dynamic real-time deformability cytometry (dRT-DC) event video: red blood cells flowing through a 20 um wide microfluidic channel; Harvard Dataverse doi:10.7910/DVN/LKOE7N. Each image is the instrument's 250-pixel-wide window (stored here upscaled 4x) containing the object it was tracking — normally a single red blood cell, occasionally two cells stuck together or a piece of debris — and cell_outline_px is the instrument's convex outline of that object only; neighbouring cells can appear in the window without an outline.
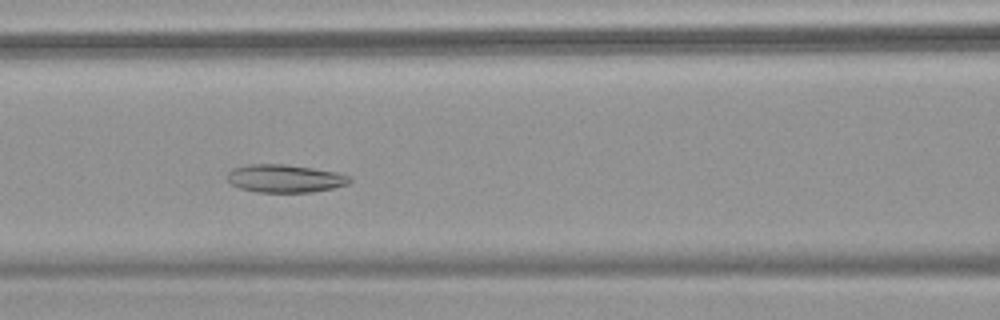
{"species": "common noctule bat (a hibernating species)", "species_latin": "Nyctalus noctula", "temperature_condition": "warm", "stored_images_in_passage": 51, "camera_frame_rate_fps": 3000, "um_per_image_px": 0.085, "animal": {"sex": "female", "body_mass_g": 18.4}, "frame": {"image": 1, "passage_image": 21, "time_ms": 6.667, "image_size_px": [1000, 320], "cell_outline_px": [[352, 180], [348, 184], [332, 188], [312, 192], [256, 192], [240, 188], [232, 184], [228, 180], [228, 172], [232, 168], [248, 164], [284, 164], [312, 168], [336, 172], [348, 176]], "centroid_in_image_um": [24.2, 15.17], "position_along_channel_um": 142.4, "area_um2": 19.83}}
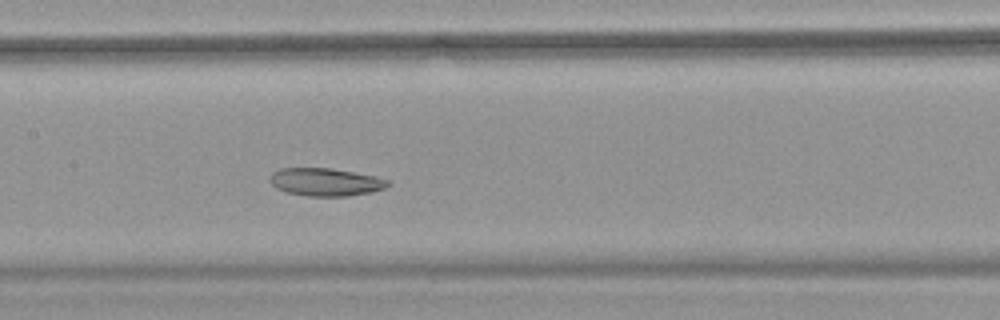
{"frame": {"image": 2, "passage_image": 24, "time_ms": 7.667, "image_size_px": [1000, 320], "cell_outline_px": [[388, 184], [384, 188], [372, 192], [348, 196], [308, 196], [288, 192], [276, 188], [268, 180], [268, 176], [272, 172], [280, 168], [328, 168], [376, 176], [388, 180]], "centroid_in_image_um": [27.62, 15.47], "position_along_channel_um": 179.8, "area_um2": 19.07}}
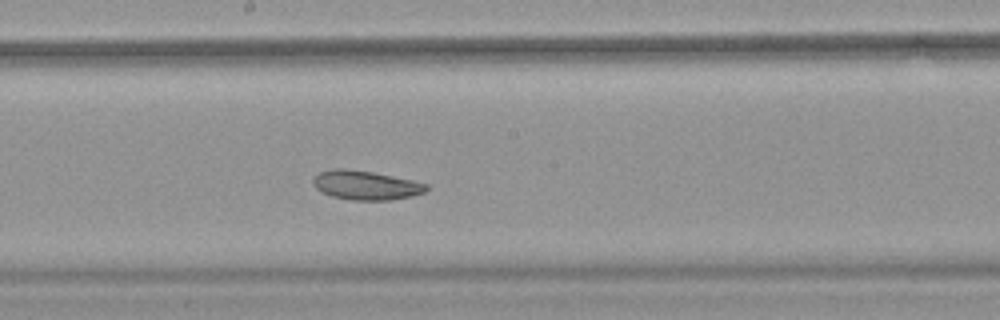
{"frame": {"image": 3, "passage_image": 27, "time_ms": 8.667, "image_size_px": [1000, 320], "cell_outline_px": [[428, 188], [424, 192], [392, 200], [352, 200], [332, 196], [316, 188], [312, 184], [312, 180], [320, 172], [332, 168], [344, 168], [372, 172], [412, 180], [428, 184]], "centroid_in_image_um": [31.07, 15.73], "position_along_channel_um": 217.1, "area_um2": 19.02}}